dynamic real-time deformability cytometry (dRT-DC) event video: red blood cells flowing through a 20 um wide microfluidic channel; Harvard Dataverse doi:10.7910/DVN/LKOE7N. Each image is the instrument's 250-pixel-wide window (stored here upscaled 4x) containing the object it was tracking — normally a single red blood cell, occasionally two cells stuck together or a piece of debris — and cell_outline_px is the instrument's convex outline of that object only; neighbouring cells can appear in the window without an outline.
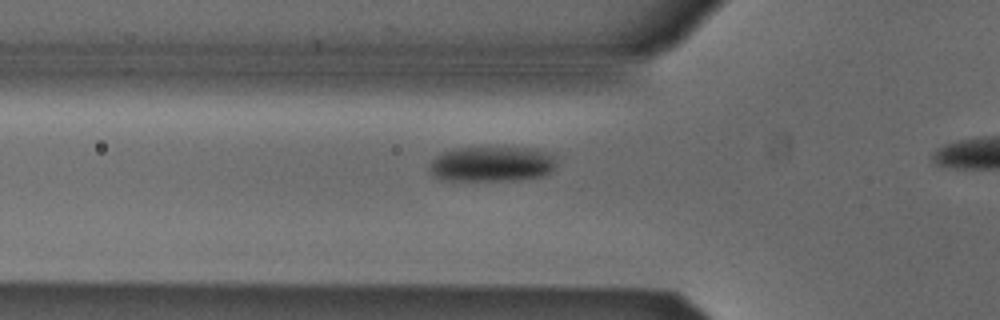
{"species": "Egyptian fruit bat (a non-hibernating species)", "species_latin": "Rousettus aegyptiacus", "temperature_condition": "cold", "stored_images_in_passage": 27, "camera_frame_rate_fps": 3000, "um_per_image_px": 0.085, "animal": {"sex": "male"}, "frame": {"image": 1, "passage_image": 2, "time_ms": 0.333, "image_size_px": [1000, 320], "cell_outline_px": [[556, 164], [544, 176], [512, 180], [440, 180], [428, 168], [428, 164], [436, 156], [444, 152], [456, 148], [532, 148], [548, 152], [552, 156]], "centroid_in_image_um": [41.77, 13.94], "position_along_channel_um": 84.0, "area_um2": 25.78}}
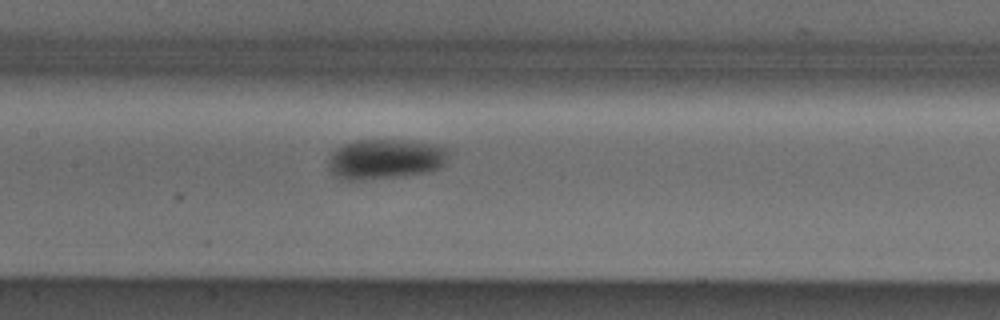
{"frame": {"image": 2, "passage_image": 9, "time_ms": 2.667, "image_size_px": [1000, 320], "cell_outline_px": [[448, 152], [444, 164], [440, 168], [428, 172], [404, 176], [360, 180], [340, 180], [328, 168], [328, 164], [332, 152], [336, 148], [344, 144], [356, 140], [416, 140], [444, 144], [448, 148]], "centroid_in_image_um": [32.8, 13.5], "position_along_channel_um": 174.6, "area_um2": 28.67}}
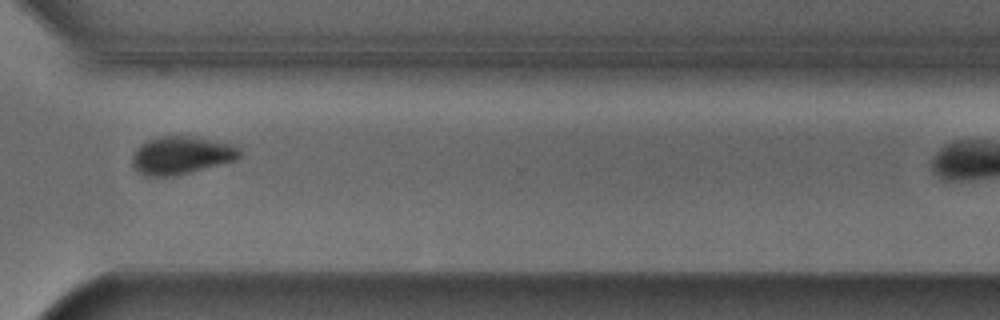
{"frame": {"image": 3, "passage_image": 23, "time_ms": 7.333, "image_size_px": [1000, 320], "cell_outline_px": [[240, 156], [236, 160], [172, 176], [144, 176], [132, 164], [132, 156], [136, 148], [140, 144], [156, 136], [196, 136], [240, 144]], "centroid_in_image_um": [15.45, 13.16], "position_along_channel_um": 355.1, "area_um2": 23.99}}